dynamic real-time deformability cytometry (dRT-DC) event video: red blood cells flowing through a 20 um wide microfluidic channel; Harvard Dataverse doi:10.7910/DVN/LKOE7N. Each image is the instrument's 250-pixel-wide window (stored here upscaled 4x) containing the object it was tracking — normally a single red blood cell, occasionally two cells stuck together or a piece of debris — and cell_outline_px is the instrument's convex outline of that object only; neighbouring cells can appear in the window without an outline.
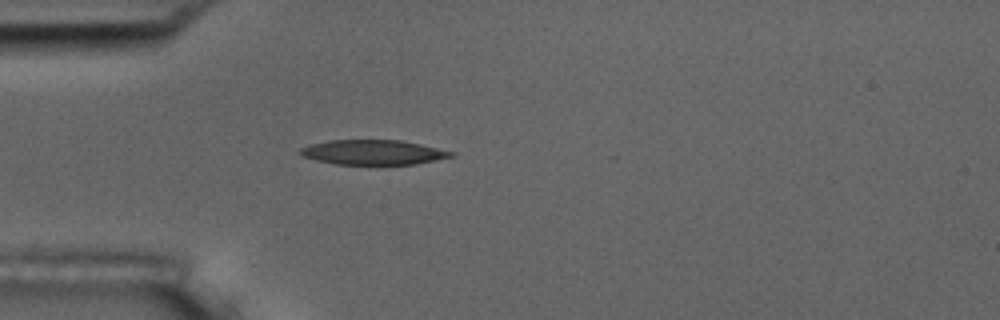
{"species": "common noctule bat (a hibernating species)", "species_latin": "Nyctalus noctula", "temperature_condition": "room temperature", "stored_images_in_passage": 1, "camera_frame_rate_fps": 3000, "um_per_image_px": 0.085, "animal": {"sex": "male", "body_mass_g": 17.5, "forearm_length_mm": 52.3}, "frame": {"image": 1, "passage_image": 1, "time_ms": 0.0, "image_size_px": [1000, 320], "cell_outline_px": [[456, 156], [416, 164], [336, 164], [316, 160], [300, 156], [296, 152], [300, 148], [312, 144], [328, 140], [400, 140], [420, 144], [456, 152]], "centroid_in_image_um": [31.71, 12.94], "position_along_channel_um": 53.3, "area_um2": 21.91}}